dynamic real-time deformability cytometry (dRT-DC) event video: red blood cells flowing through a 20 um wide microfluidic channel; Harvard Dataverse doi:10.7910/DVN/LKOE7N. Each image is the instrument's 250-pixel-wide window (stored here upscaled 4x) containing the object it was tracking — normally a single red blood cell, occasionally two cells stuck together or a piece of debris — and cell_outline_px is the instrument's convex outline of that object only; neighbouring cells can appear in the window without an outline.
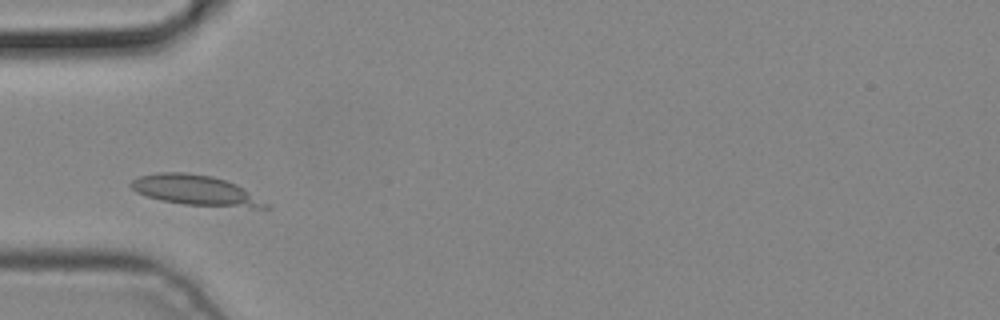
{"species": "common noctule bat (a hibernating species)", "species_latin": "Nyctalus noctula", "temperature_condition": "cold", "stored_images_in_passage": 1, "camera_frame_rate_fps": 3000, "um_per_image_px": 0.085, "animal": {"sex": "male", "body_mass_g": 19.2, "forearm_length_mm": 51.8}, "frame": {"image": 1, "passage_image": 1, "time_ms": 0.0, "image_size_px": [1000, 320], "cell_outline_px": [[272, 208], [252, 208], [184, 204], [160, 200], [136, 192], [128, 184], [132, 180], [140, 176], [156, 172], [184, 172], [212, 176], [236, 184], [272, 204]], "centroid_in_image_um": [16.67, 16.18], "position_along_channel_um": 68.3, "area_um2": 23.81}}